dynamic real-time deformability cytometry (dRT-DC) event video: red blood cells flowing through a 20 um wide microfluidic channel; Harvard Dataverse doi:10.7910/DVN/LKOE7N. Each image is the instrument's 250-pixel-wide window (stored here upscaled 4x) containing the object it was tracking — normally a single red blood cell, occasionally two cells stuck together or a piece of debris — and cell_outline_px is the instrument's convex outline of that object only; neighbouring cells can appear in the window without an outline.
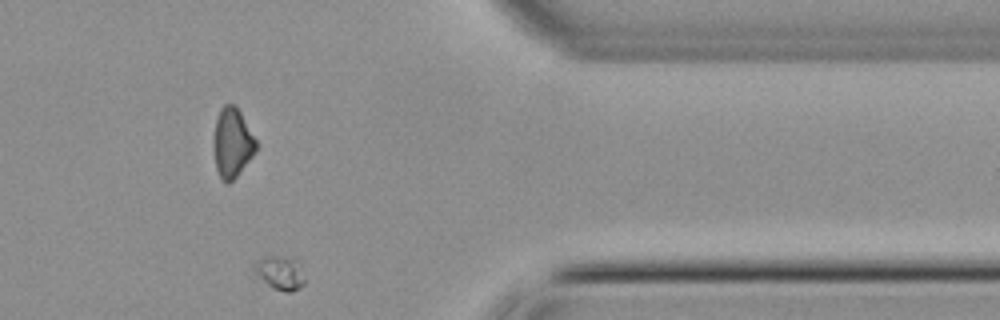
{"species": "common noctule bat (a hibernating species)", "species_latin": "Nyctalus noctula", "temperature_condition": "cold", "stored_images_in_passage": 48, "segment_of_instrument_passage": [2, 2], "camera_frame_rate_fps": 3000, "um_per_image_px": 0.085, "animal": {"sex": "male", "body_mass_g": 21.5, "forearm_length_mm": 52.0}, "frame": {"image": 1, "passage_image": 40, "time_ms": 13.0, "image_size_px": [1000, 320], "cell_outline_px": [[304, 284], [292, 292], [284, 292], [272, 288], [256, 276], [252, 268], [252, 264], [256, 260], [264, 256], [284, 256], [300, 264], [304, 276]], "centroid_in_image_um": [23.74, 23.2], "position_along_channel_um": 387.7, "area_um2": 10.12}}
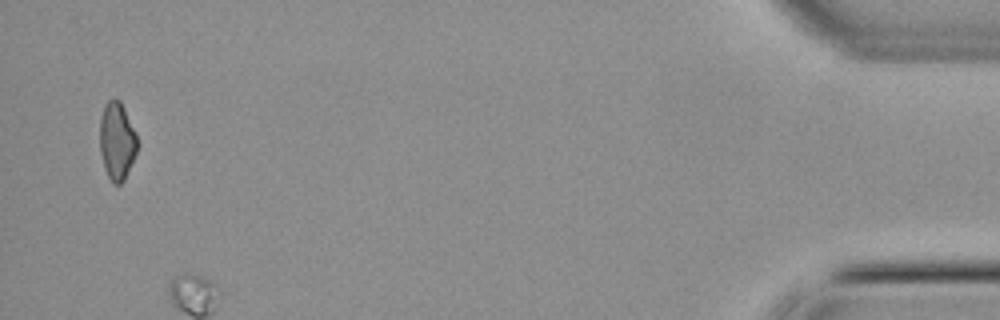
{"frame": {"image": 2, "passage_image": 47, "time_ms": 15.333, "image_size_px": [1000, 320], "cell_outline_px": [[136, 152], [124, 180], [120, 184], [112, 184], [104, 168], [100, 152], [100, 116], [104, 104], [112, 96], [120, 100], [136, 132]], "centroid_in_image_um": [9.91, 11.94], "position_along_channel_um": 425.3, "area_um2": 17.05}}